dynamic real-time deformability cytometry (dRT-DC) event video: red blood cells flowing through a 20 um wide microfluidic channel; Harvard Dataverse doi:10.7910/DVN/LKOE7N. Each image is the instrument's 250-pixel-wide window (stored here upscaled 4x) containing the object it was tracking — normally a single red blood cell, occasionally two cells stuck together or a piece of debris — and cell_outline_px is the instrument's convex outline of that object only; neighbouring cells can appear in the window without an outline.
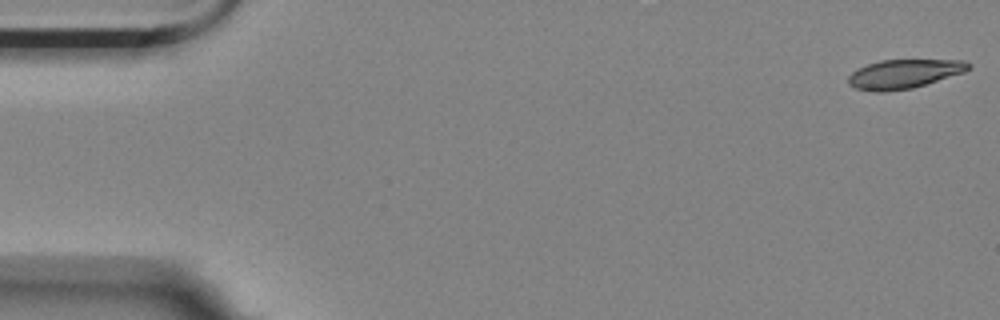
{"species": "Egyptian fruit bat (a non-hibernating species)", "species_latin": "Rousettus aegyptiacus", "temperature_condition": "room temperature", "stored_images_in_passage": 5, "camera_frame_rate_fps": 3000, "um_per_image_px": 0.085, "animal": {"sex": "female"}, "frame": {"image": 1, "passage_image": 1, "time_ms": 0.0, "image_size_px": [1000, 320], "cell_outline_px": [[972, 68], [964, 72], [912, 88], [884, 92], [876, 92], [856, 88], [848, 84], [848, 76], [852, 72], [868, 64], [880, 60], [964, 60], [972, 64]], "centroid_in_image_um": [76.86, 6.28], "position_along_channel_um": 8.1, "area_um2": 20.23}}
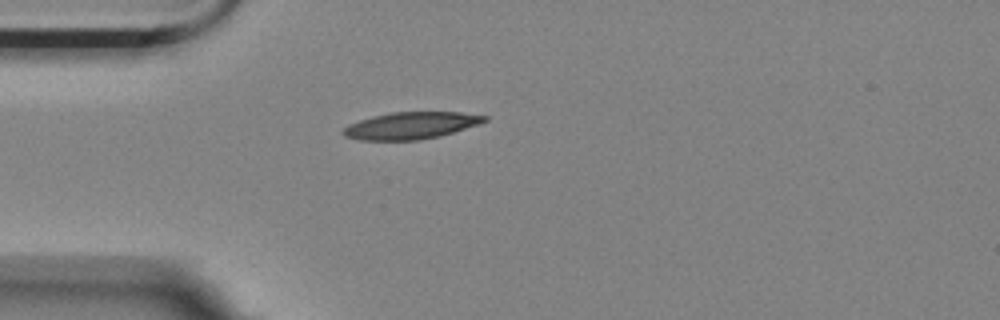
{"frame": {"image": 2, "passage_image": 4, "time_ms": 1.0, "image_size_px": [1000, 320], "cell_outline_px": [[488, 120], [480, 124], [440, 136], [420, 140], [360, 140], [344, 136], [340, 132], [348, 124], [372, 116], [392, 112], [460, 112], [488, 116]], "centroid_in_image_um": [34.93, 10.67], "position_along_channel_um": 50.1, "area_um2": 22.31}}